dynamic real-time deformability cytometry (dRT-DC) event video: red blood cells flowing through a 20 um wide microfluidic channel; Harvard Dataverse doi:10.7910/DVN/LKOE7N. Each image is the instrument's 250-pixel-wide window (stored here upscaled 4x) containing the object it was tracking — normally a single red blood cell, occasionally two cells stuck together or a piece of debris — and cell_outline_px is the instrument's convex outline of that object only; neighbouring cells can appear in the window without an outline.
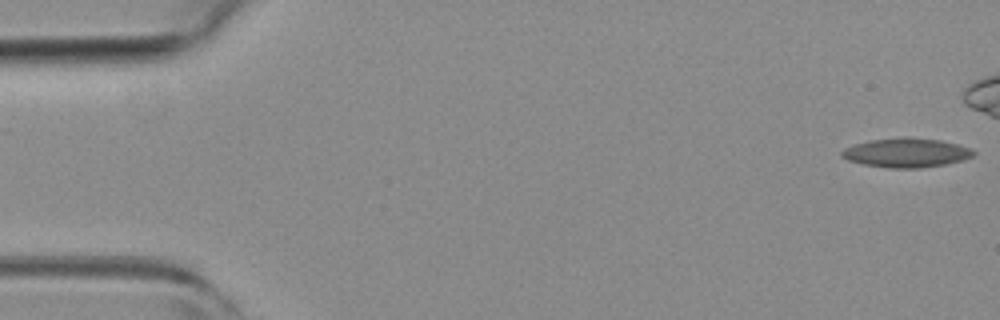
{"species": "common noctule bat (a hibernating species)", "species_latin": "Nyctalus noctula", "temperature_condition": "room temperature", "stored_images_in_passage": 41, "camera_frame_rate_fps": 3000, "um_per_image_px": 0.085, "animal": {"sex": "female", "body_mass_g": 19.3, "forearm_length_mm": 54.1}, "frame": {"image": 1, "passage_image": 1, "time_ms": 0.0, "image_size_px": [1000, 320], "cell_outline_px": [[976, 152], [972, 156], [960, 160], [944, 164], [920, 168], [888, 168], [864, 164], [848, 160], [840, 156], [840, 152], [844, 148], [868, 140], [904, 136], [908, 136], [940, 140], [972, 148]], "centroid_in_image_um": [77.01, 12.97], "position_along_channel_um": 8.0, "area_um2": 22.48}}
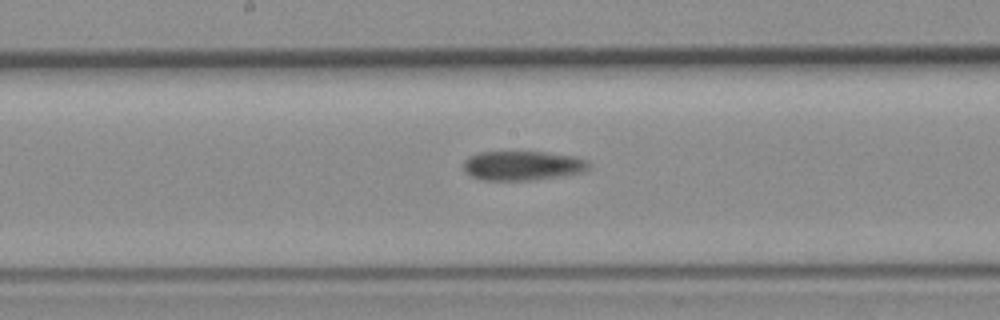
{"frame": {"image": 2, "passage_image": 27, "time_ms": 8.667, "image_size_px": [1000, 320], "cell_outline_px": [[592, 168], [584, 172], [568, 176], [536, 180], [480, 180], [464, 172], [464, 160], [468, 156], [480, 152], [544, 152], [576, 156], [588, 160], [592, 164]], "centroid_in_image_um": [44.5, 14.09], "position_along_channel_um": 203.7, "area_um2": 22.08}}
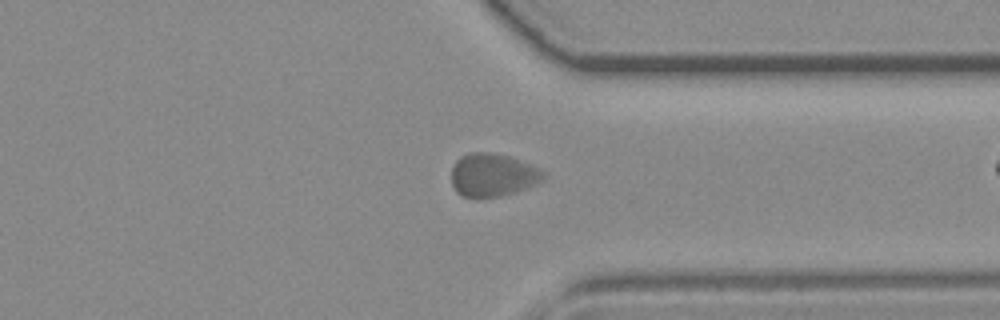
{"frame": {"image": 3, "passage_image": 40, "time_ms": 13.0, "image_size_px": [1000, 320], "cell_outline_px": [[544, 180], [536, 184], [516, 192], [500, 196], [480, 200], [476, 200], [460, 196], [456, 192], [452, 184], [452, 164], [460, 156], [468, 152], [488, 152], [508, 156], [540, 168], [544, 172]], "centroid_in_image_um": [41.83, 14.91], "position_along_channel_um": 369.6, "area_um2": 23.7}}